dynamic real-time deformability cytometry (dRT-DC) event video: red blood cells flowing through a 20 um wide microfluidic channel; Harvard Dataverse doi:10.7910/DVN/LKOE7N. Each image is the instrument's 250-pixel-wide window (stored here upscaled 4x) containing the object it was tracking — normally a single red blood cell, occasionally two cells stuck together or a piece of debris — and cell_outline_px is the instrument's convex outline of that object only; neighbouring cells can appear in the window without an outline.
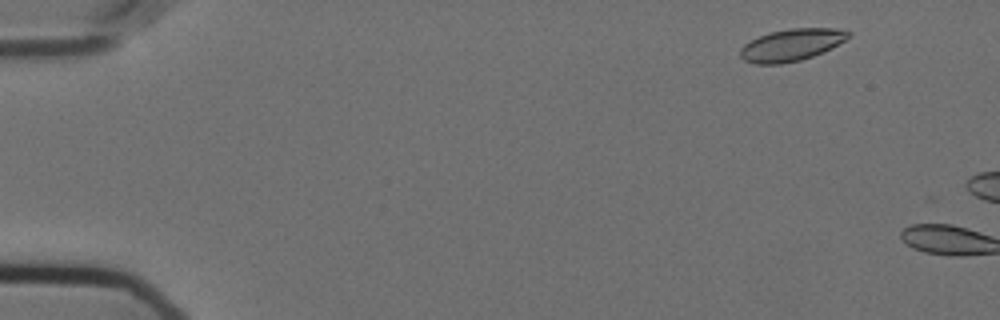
{"species": "Egyptian fruit bat (a non-hibernating species)", "species_latin": "Rousettus aegyptiacus", "temperature_condition": "cold", "stored_images_in_passage": 6, "camera_frame_rate_fps": 3000, "um_per_image_px": 0.085, "animal": {"sex": "female"}, "frame": {"image": 1, "passage_image": 1, "time_ms": 0.0, "image_size_px": [1000, 320], "cell_outline_px": [[852, 36], [812, 56], [800, 60], [780, 64], [756, 64], [744, 60], [740, 56], [740, 48], [744, 44], [768, 32], [792, 28], [836, 28], [852, 32]], "centroid_in_image_um": [67.25, 3.81], "position_along_channel_um": 17.8, "area_um2": 19.94}}